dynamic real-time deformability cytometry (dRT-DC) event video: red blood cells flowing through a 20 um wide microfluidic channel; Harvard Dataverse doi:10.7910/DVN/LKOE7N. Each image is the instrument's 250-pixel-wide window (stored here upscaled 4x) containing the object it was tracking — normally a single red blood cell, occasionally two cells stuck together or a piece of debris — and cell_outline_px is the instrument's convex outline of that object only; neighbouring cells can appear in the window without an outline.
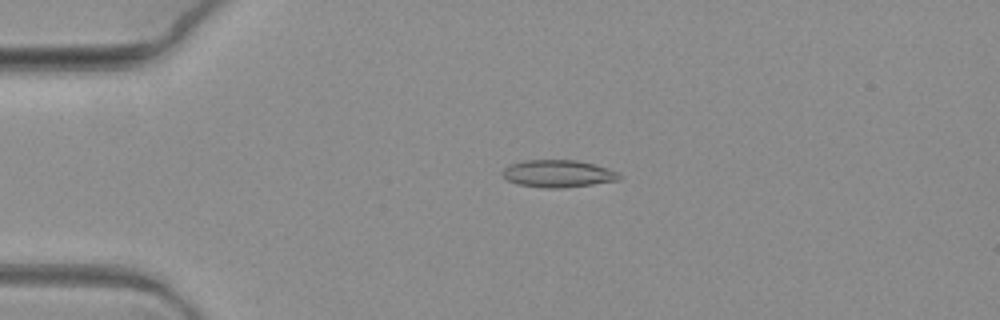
{"species": "common noctule bat (a hibernating species)", "species_latin": "Nyctalus noctula", "temperature_condition": "warm", "stored_images_in_passage": 9, "camera_frame_rate_fps": 3000, "um_per_image_px": 0.085, "animal": {"sex": "female", "body_mass_g": 19.3, "forearm_length_mm": 54.1}, "frame": {"image": 1, "passage_image": 4, "time_ms": 1.0, "image_size_px": [1000, 320], "cell_outline_px": [[624, 176], [620, 180], [564, 188], [544, 188], [516, 184], [508, 180], [504, 176], [504, 168], [508, 164], [524, 160], [576, 160], [592, 164], [616, 172]], "centroid_in_image_um": [47.42, 14.76], "position_along_channel_um": 37.6, "area_um2": 18.5}}
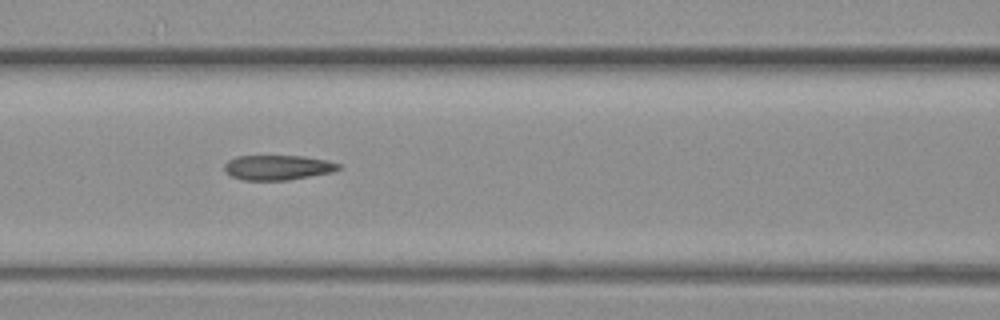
{"frame": {"image": 2, "passage_image": 8, "time_ms": 2.333, "image_size_px": [1000, 320], "cell_outline_px": [[340, 168], [332, 172], [288, 180], [244, 180], [232, 176], [224, 172], [224, 164], [228, 160], [236, 156], [304, 156], [324, 160], [340, 164]], "centroid_in_image_um": [23.56, 14.23], "position_along_channel_um": 143.0, "area_um2": 16.47}}
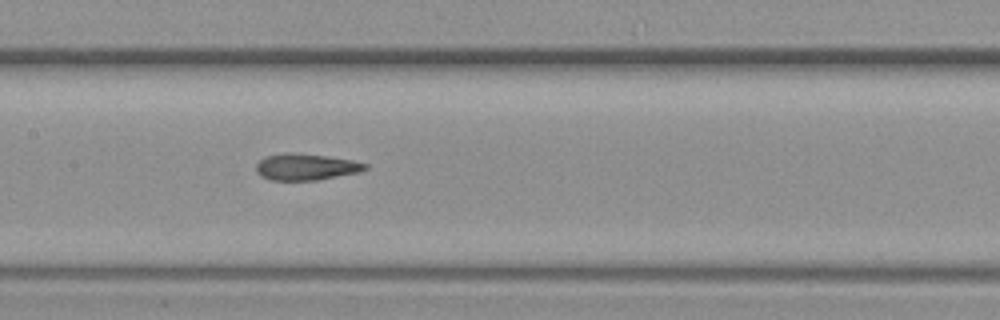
{"frame": {"image": 3, "passage_image": 9, "time_ms": 2.667, "image_size_px": [1000, 320], "cell_outline_px": [[368, 168], [360, 172], [316, 180], [272, 180], [260, 176], [256, 172], [256, 164], [264, 156], [284, 152], [288, 152], [324, 156], [352, 160], [368, 164]], "centroid_in_image_um": [25.97, 14.18], "position_along_channel_um": 181.4, "area_um2": 16.82}}